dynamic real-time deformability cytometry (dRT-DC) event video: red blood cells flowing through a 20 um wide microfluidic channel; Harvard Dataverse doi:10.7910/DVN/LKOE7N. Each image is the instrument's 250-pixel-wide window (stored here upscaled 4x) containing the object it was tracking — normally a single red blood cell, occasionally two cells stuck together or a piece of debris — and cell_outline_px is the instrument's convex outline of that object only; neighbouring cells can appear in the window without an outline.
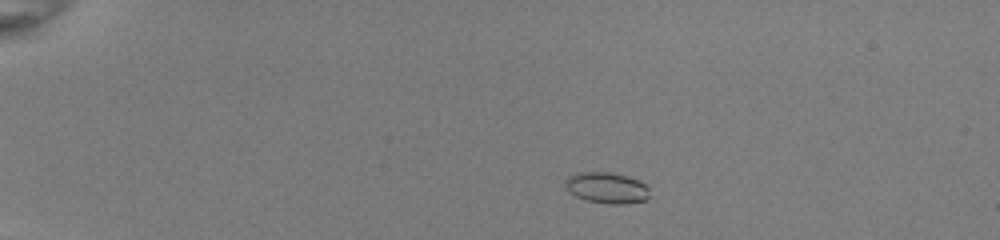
{"species": "common noctule bat (a hibernating species)", "species_latin": "Nyctalus noctula", "temperature_condition": "room temperature", "stored_images_in_passage": 15, "camera_frame_rate_fps": 3000, "um_per_image_px": 0.085, "animal": {"sex": "female", "body_mass_g": 22.0, "forearm_length_mm": 56.7}, "frame": {"image": 1, "passage_image": 7, "time_ms": 2.0, "image_size_px": [1000, 240], "cell_outline_px": [[648, 200], [624, 204], [608, 204], [584, 200], [568, 192], [564, 188], [564, 180], [568, 176], [576, 172], [608, 172], [624, 176], [636, 180], [644, 184], [648, 188]], "centroid_in_image_um": [51.5, 15.98], "position_along_channel_um": 33.5, "area_um2": 15.37}}